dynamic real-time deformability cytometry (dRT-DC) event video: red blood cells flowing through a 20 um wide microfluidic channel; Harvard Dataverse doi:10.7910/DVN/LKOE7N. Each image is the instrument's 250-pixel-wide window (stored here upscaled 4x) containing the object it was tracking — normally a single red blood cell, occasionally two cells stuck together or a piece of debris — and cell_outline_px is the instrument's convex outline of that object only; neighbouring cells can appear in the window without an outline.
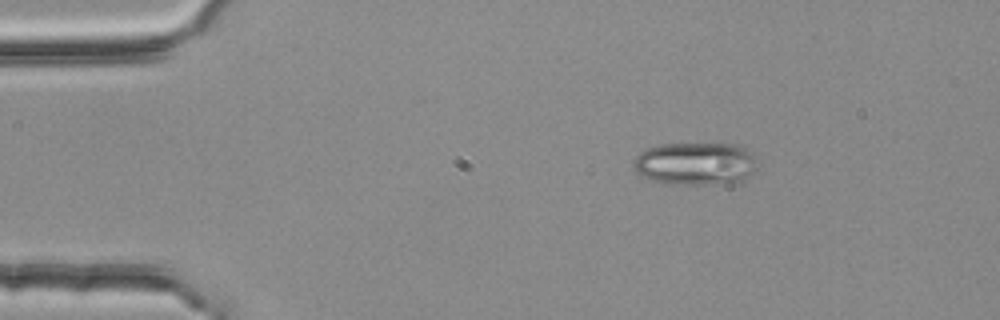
{"species": "common noctule bat (a hibernating species)", "species_latin": "Nyctalus noctula", "temperature_condition": "room temperature", "stored_images_in_passage": 2, "camera_frame_rate_fps": 3000, "um_per_image_px": 0.085, "animal": {"sex": "female", "body_mass_g": 25.1}, "frame": {"image": 1, "passage_image": 1, "time_ms": 0.0, "image_size_px": [1000, 320], "cell_outline_px": [[752, 172], [744, 180], [732, 184], [668, 184], [652, 180], [640, 176], [636, 172], [632, 164], [632, 160], [640, 152], [648, 148], [660, 144], [740, 144], [748, 152], [752, 160]], "centroid_in_image_um": [59.02, 13.92], "position_along_channel_um": 26.0, "area_um2": 30.75}}